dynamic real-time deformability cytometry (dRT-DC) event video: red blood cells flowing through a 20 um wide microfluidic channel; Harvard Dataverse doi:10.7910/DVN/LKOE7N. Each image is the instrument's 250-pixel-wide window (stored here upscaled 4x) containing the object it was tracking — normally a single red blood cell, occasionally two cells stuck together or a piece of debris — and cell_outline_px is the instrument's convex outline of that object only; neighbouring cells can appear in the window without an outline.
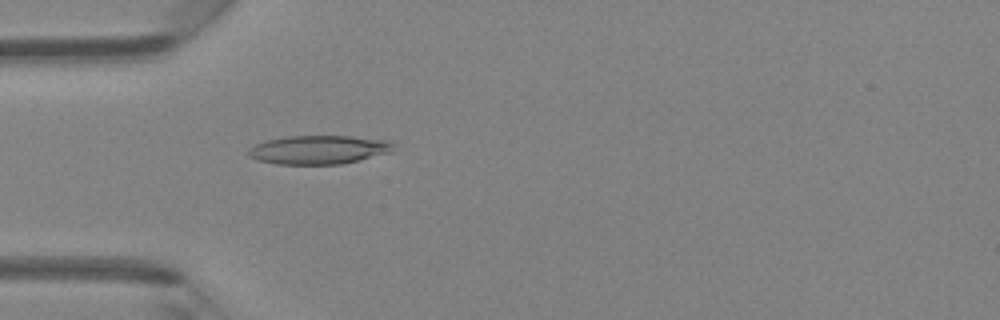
{"species": "Egyptian fruit bat (a non-hibernating species)", "species_latin": "Rousettus aegyptiacus", "temperature_condition": "room temperature", "stored_images_in_passage": 36, "camera_frame_rate_fps": 3000, "um_per_image_px": 0.085, "animal": {"sex": "female"}, "frame": {"image": 1, "passage_image": 3, "time_ms": 0.667, "image_size_px": [1000, 320], "cell_outline_px": [[396, 144], [392, 152], [360, 160], [340, 164], [276, 164], [256, 160], [248, 156], [248, 148], [256, 144], [268, 140], [288, 136], [352, 136], [392, 140]], "centroid_in_image_um": [27.14, 12.72], "position_along_channel_um": 57.9, "area_um2": 24.57}}
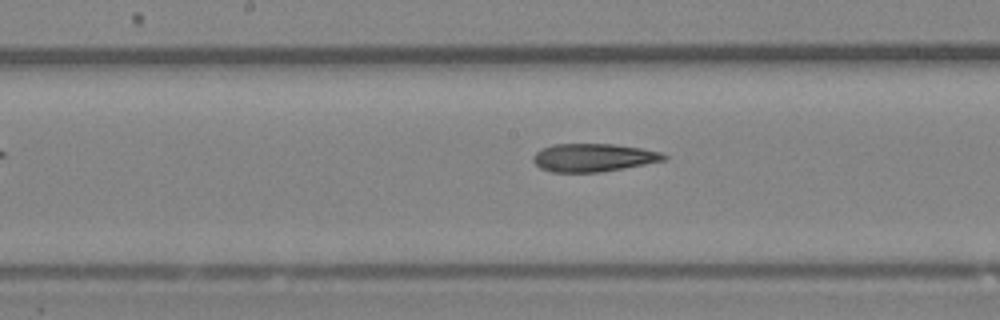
{"frame": {"image": 2, "passage_image": 13, "time_ms": 4.0, "image_size_px": [1000, 320], "cell_outline_px": [[668, 160], [600, 172], [552, 172], [540, 168], [532, 160], [532, 156], [536, 152], [552, 144], [616, 144], [640, 148], [660, 152], [668, 156]], "centroid_in_image_um": [50.44, 13.39], "position_along_channel_um": 197.8, "area_um2": 21.39}}
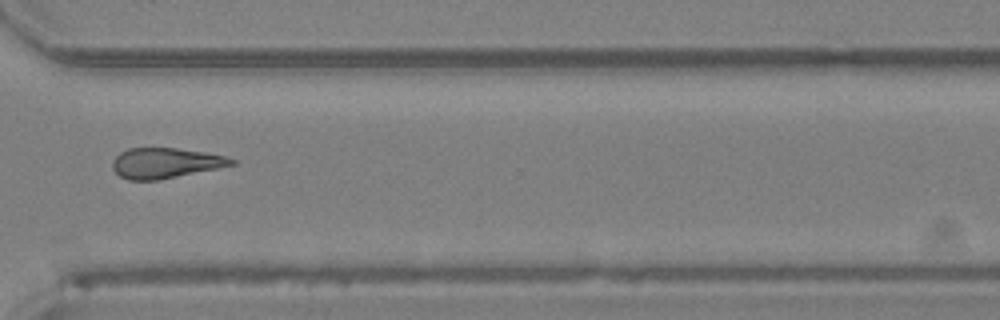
{"frame": {"image": 3, "passage_image": 24, "time_ms": 7.667, "image_size_px": [1000, 320], "cell_outline_px": [[236, 164], [156, 180], [128, 180], [120, 176], [112, 168], [112, 160], [120, 152], [128, 148], [176, 148], [204, 152], [224, 156], [236, 160]], "centroid_in_image_um": [14.01, 13.85], "position_along_channel_um": 356.6, "area_um2": 20.75}, "authors_computed_cell_mechanics": {"area_um2": 21.5016, "velocity_mm_per_s": 4.3228, "shape_relaxation_time_tau1_ms": null, "shape_relaxation_time_tau2_ms": 5.6941, "deformation_change_tau1": null, "deformation_change_tau2": 0.166}}